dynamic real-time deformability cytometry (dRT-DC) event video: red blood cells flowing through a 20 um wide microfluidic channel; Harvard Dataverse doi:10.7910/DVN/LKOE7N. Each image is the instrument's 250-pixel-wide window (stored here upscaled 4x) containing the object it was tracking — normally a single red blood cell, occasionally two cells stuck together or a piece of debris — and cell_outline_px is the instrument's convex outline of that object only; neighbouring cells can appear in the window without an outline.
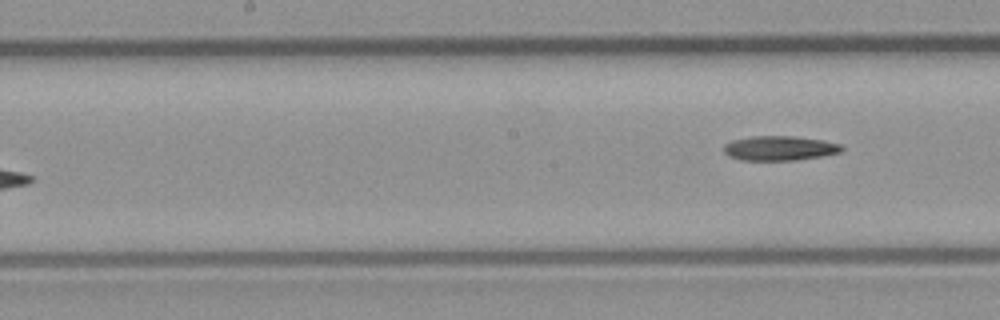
{"species": "common noctule bat (a hibernating species)", "species_latin": "Nyctalus noctula", "temperature_condition": "room temperature", "stored_images_in_passage": 9, "segment_of_instrument_passage": [2, 2], "camera_frame_rate_fps": 3000, "um_per_image_px": 0.085, "animal": {"sex": "male", "body_mass_g": 23.1, "forearm_length_mm": 52.7}, "frame": {"image": 1, "passage_image": 9, "time_ms": 2.667, "image_size_px": [1000, 320], "cell_outline_px": [[844, 148], [840, 152], [820, 156], [796, 160], [740, 160], [728, 156], [724, 152], [724, 144], [732, 140], [752, 136], [792, 136], [824, 140], [840, 144]], "centroid_in_image_um": [66.24, 12.59], "position_along_channel_um": 182.0, "area_um2": 16.88}}